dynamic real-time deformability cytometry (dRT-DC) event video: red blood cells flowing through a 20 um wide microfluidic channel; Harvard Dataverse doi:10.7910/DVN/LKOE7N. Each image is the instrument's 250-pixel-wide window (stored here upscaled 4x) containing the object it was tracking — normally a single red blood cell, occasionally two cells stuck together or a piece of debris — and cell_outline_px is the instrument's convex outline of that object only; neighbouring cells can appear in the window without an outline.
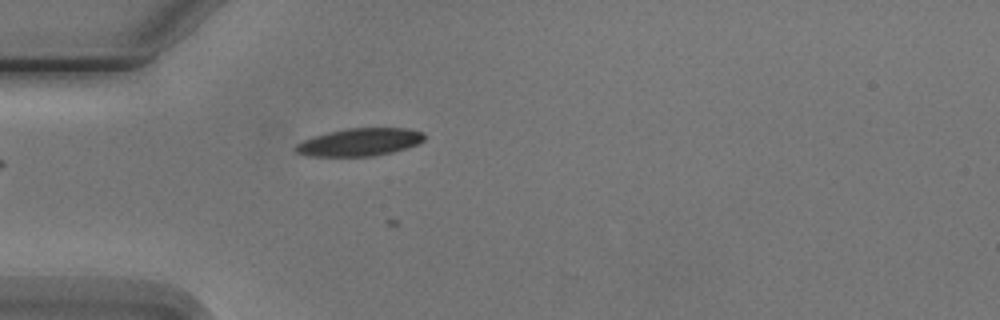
{"species": "Egyptian fruit bat (a non-hibernating species)", "species_latin": "Rousettus aegyptiacus", "temperature_condition": "cold", "stored_images_in_passage": 2, "camera_frame_rate_fps": 3000, "um_per_image_px": 0.085, "animal": {"sex": "male"}, "frame": {"image": 1, "passage_image": 2, "time_ms": 2.0, "image_size_px": [1000, 320], "cell_outline_px": [[424, 140], [416, 144], [392, 152], [372, 156], [304, 156], [296, 152], [292, 148], [296, 144], [304, 140], [328, 132], [348, 128], [404, 128], [424, 132]], "centroid_in_image_um": [30.53, 12.08], "position_along_channel_um": 54.5, "area_um2": 20.63}}